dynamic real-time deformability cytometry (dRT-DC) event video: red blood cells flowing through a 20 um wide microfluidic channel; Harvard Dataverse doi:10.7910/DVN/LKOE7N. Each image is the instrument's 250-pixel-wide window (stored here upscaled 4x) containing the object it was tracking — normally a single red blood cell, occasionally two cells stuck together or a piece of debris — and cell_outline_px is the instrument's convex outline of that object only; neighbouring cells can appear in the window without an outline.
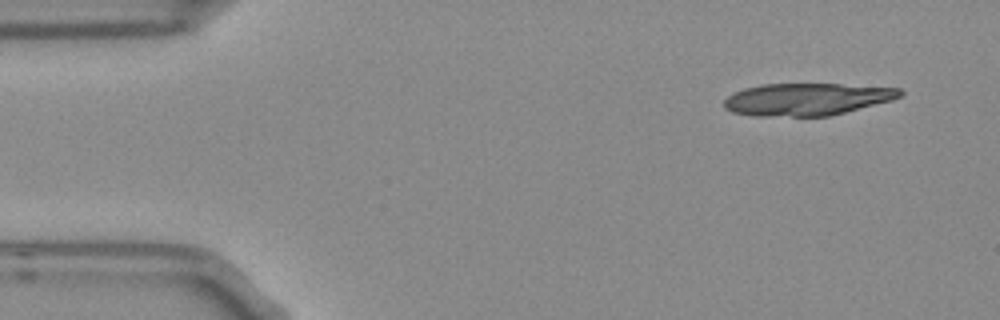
{"species": "Egyptian fruit bat (a non-hibernating species)", "species_latin": "Rousettus aegyptiacus", "temperature_condition": "room temperature", "stored_images_in_passage": 2, "segment_of_instrument_passage": [2, 2], "camera_frame_rate_fps": 3000, "um_per_image_px": 0.085, "frame": {"image": 1, "passage_image": 2, "time_ms": 0.333, "image_size_px": [1000, 320], "cell_outline_px": [[904, 92], [900, 96], [892, 100], [828, 116], [752, 116], [732, 112], [724, 108], [724, 100], [728, 96], [744, 88], [760, 84], [840, 84], [900, 88]], "centroid_in_image_um": [68.55, 8.43], "position_along_channel_um": 16.4, "area_um2": 33.0}}